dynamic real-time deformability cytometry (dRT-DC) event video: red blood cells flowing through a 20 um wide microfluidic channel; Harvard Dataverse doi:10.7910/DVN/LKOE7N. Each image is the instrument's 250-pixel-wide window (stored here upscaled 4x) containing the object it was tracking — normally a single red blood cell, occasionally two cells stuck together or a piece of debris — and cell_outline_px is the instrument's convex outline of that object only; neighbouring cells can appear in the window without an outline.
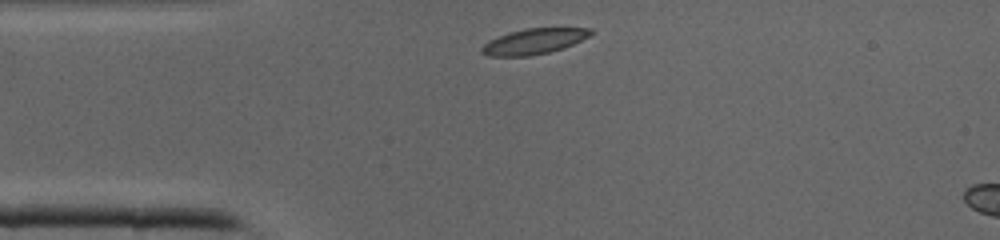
{"species": "common noctule bat (a hibernating species)", "species_latin": "Nyctalus noctula", "temperature_condition": "cold", "stored_images_in_passage": 27, "camera_frame_rate_fps": 3000, "um_per_image_px": 0.085, "animal": {"sex": "male", "body_mass_g": 19.0, "forearm_length_mm": 50.8}, "frame": {"image": 1, "passage_image": 1, "time_ms": 0.0, "image_size_px": [1000, 240], "cell_outline_px": [[596, 32], [564, 48], [548, 52], [528, 56], [488, 56], [480, 52], [480, 48], [488, 40], [508, 32], [524, 28], [592, 28]], "centroid_in_image_um": [45.35, 3.51], "position_along_channel_um": 39.6, "area_um2": 16.3}}
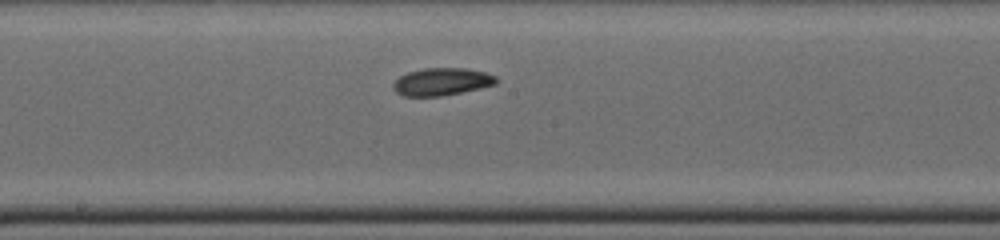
{"frame": {"image": 2, "passage_image": 13, "time_ms": 4.0, "image_size_px": [1000, 240], "cell_outline_px": [[496, 84], [480, 88], [440, 96], [404, 96], [396, 92], [392, 88], [392, 84], [400, 76], [408, 72], [424, 68], [464, 68], [484, 72], [496, 76]], "centroid_in_image_um": [37.52, 6.94], "position_along_channel_um": 210.7, "area_um2": 16.36}}
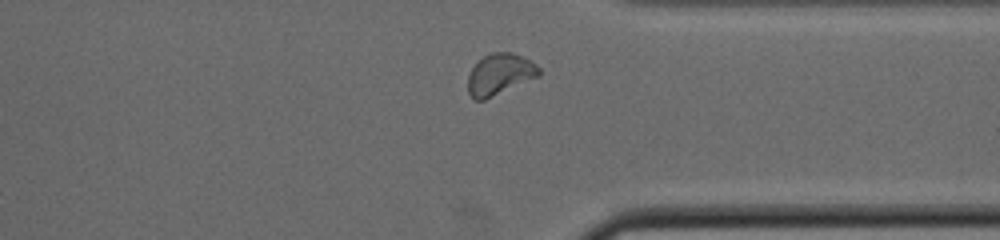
{"frame": {"image": 3, "passage_image": 23, "time_ms": 7.333, "image_size_px": [1000, 240], "cell_outline_px": [[540, 76], [484, 100], [472, 100], [468, 92], [468, 76], [472, 68], [484, 56], [492, 52], [512, 52], [524, 56], [536, 64], [540, 68]], "centroid_in_image_um": [42.49, 6.32], "position_along_channel_um": 368.9, "area_um2": 17.17}}